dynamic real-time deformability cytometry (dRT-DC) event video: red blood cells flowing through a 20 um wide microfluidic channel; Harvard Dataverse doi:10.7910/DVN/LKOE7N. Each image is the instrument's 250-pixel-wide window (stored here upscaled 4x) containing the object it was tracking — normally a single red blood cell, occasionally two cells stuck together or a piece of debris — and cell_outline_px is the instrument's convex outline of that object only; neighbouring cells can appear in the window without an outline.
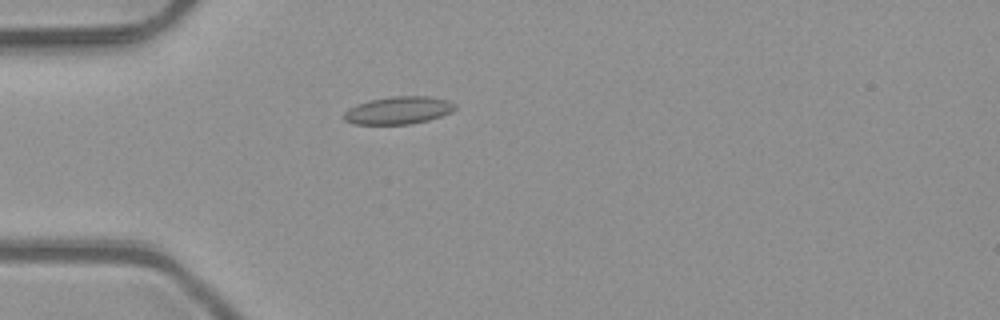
{"species": "common noctule bat (a hibernating species)", "species_latin": "Nyctalus noctula", "temperature_condition": "room temperature", "stored_images_in_passage": 51, "camera_frame_rate_fps": 3000, "um_per_image_px": 0.085, "animal": {"sex": "male", "body_mass_g": 23.1, "forearm_length_mm": 52.7}, "frame": {"image": 1, "passage_image": 15, "time_ms": 4.667, "image_size_px": [1000, 320], "cell_outline_px": [[456, 108], [452, 112], [428, 120], [412, 124], [352, 124], [344, 120], [344, 112], [348, 108], [356, 104], [368, 100], [392, 96], [428, 96], [448, 100], [456, 104]], "centroid_in_image_um": [33.85, 9.37], "position_along_channel_um": 51.1, "area_um2": 18.03}}
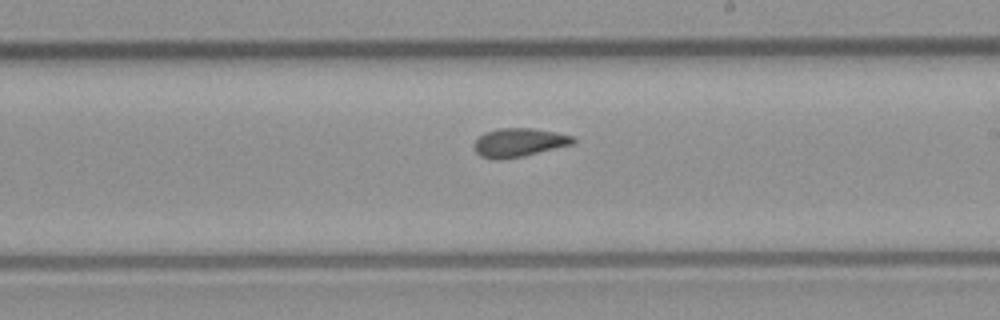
{"frame": {"image": 2, "passage_image": 30, "time_ms": 9.667, "image_size_px": [1000, 320], "cell_outline_px": [[576, 140], [572, 144], [524, 156], [500, 160], [496, 160], [480, 156], [476, 152], [472, 144], [484, 132], [500, 128], [532, 128], [556, 132], [572, 136]], "centroid_in_image_um": [44.07, 12.12], "position_along_channel_um": 244.9, "area_um2": 16.53}}
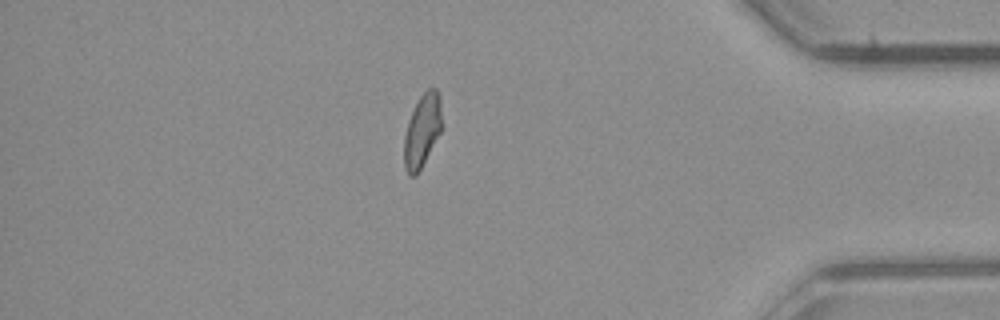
{"frame": {"image": 3, "passage_image": 44, "time_ms": 14.333, "image_size_px": [1000, 320], "cell_outline_px": [[440, 132], [416, 176], [408, 176], [404, 168], [404, 136], [408, 120], [420, 96], [428, 88], [436, 88], [440, 96]], "centroid_in_image_um": [35.85, 11.12], "position_along_channel_um": 399.4, "area_um2": 15.72}, "authors_computed_cell_mechanics": {"area_um2": 16.7042, "velocity_mm_per_s": 4.1009, "shape_relaxation_time_tau1_ms": null, "shape_relaxation_time_tau2_ms": 1.8321, "deformation_change_tau1": null, "deformation_change_tau2": 0.0647}}